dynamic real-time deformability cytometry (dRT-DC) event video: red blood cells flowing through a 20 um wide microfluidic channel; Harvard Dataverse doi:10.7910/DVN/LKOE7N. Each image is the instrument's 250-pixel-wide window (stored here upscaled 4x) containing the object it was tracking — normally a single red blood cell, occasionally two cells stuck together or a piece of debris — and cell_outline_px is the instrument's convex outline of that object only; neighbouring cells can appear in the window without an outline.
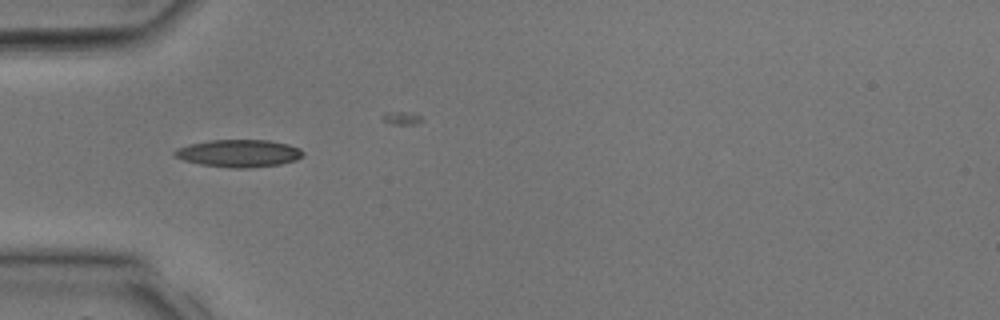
{"species": "common noctule bat (a hibernating species)", "species_latin": "Nyctalus noctula", "temperature_condition": "room temperature", "stored_images_in_passage": 16, "camera_frame_rate_fps": 3000, "um_per_image_px": 0.085, "animal": {"sex": "male", "body_mass_g": 17.9, "forearm_length_mm": 54.2}, "frame": {"image": 1, "passage_image": 1, "time_ms": 0.0, "image_size_px": [1000, 320], "cell_outline_px": [[304, 156], [296, 160], [280, 164], [252, 168], [232, 168], [200, 164], [184, 160], [172, 156], [172, 152], [176, 148], [188, 144], [208, 140], [268, 140], [288, 144], [300, 148], [304, 152]], "centroid_in_image_um": [20.28, 13.03], "position_along_channel_um": 64.7, "area_um2": 20.81}}
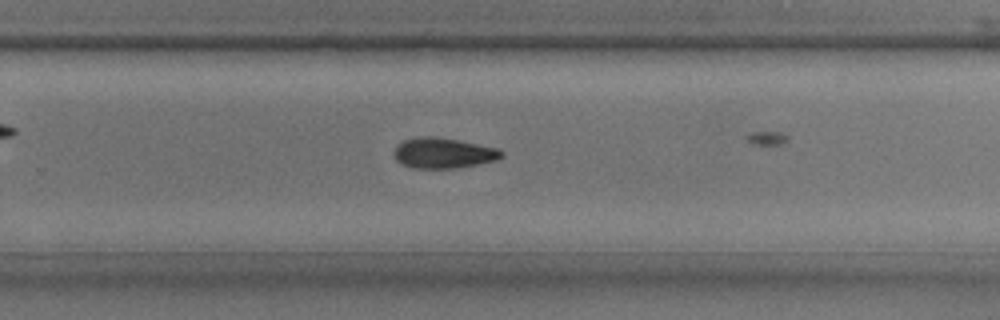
{"frame": {"image": 2, "passage_image": 12, "time_ms": 3.667, "image_size_px": [1000, 320], "cell_outline_px": [[504, 156], [500, 160], [456, 168], [408, 168], [400, 164], [396, 160], [392, 152], [396, 144], [404, 140], [420, 136], [432, 136], [456, 140], [500, 148], [504, 152]], "centroid_in_image_um": [37.67, 13.02], "position_along_channel_um": 292.1, "area_um2": 19.48}}